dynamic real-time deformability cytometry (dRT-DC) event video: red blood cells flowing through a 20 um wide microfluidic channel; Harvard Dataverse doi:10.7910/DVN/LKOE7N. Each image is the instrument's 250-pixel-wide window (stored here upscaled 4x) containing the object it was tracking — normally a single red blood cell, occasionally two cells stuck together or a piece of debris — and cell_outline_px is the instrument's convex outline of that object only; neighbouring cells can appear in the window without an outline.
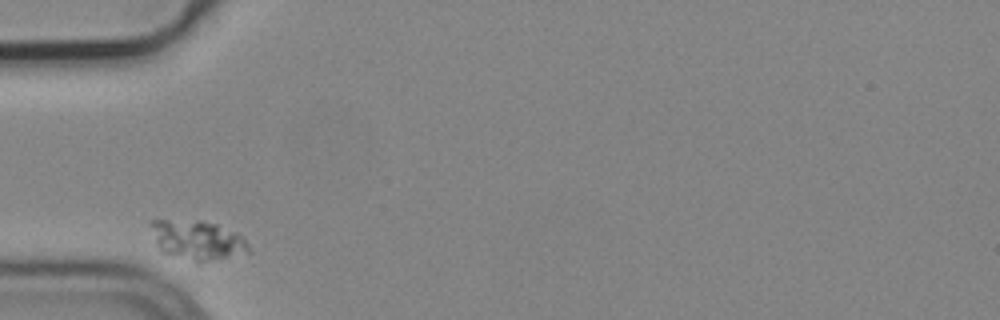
{"species": "common noctule bat (a hibernating species)", "species_latin": "Nyctalus noctula", "temperature_condition": "cold", "stored_images_in_passage": 4, "camera_frame_rate_fps": 3000, "um_per_image_px": 0.085, "animal": {"sex": "male", "body_mass_g": 19.2, "forearm_length_mm": 51.8}, "frame": {"image": 1, "passage_image": 1, "time_ms": 0.0, "image_size_px": [1000, 320], "cell_outline_px": [[252, 252], [196, 264], [160, 252], [156, 244], [152, 224], [152, 220], [200, 220], [216, 224], [236, 232], [244, 240]], "centroid_in_image_um": [16.78, 20.45], "position_along_channel_um": 68.2, "area_um2": 22.66}}
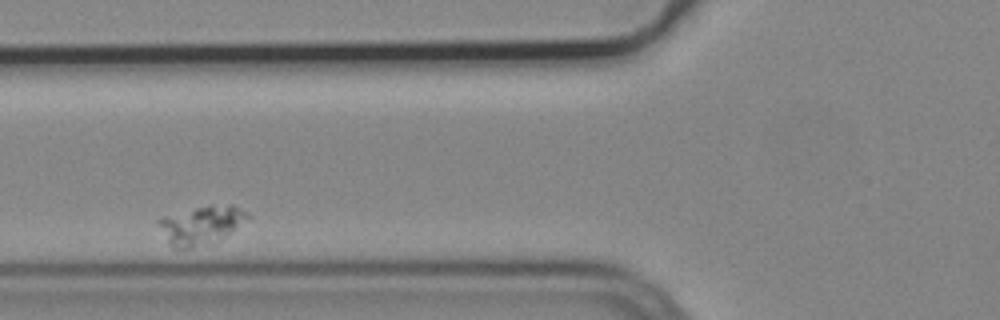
{"frame": {"image": 2, "passage_image": 2, "time_ms": 0.333, "image_size_px": [1000, 320], "cell_outline_px": [[252, 216], [216, 244], [192, 248], [172, 248], [168, 244], [156, 220], [164, 216], [212, 204], [232, 204], [240, 208]], "centroid_in_image_um": [17.13, 19.15], "position_along_channel_um": 108.7, "area_um2": 20.35}}
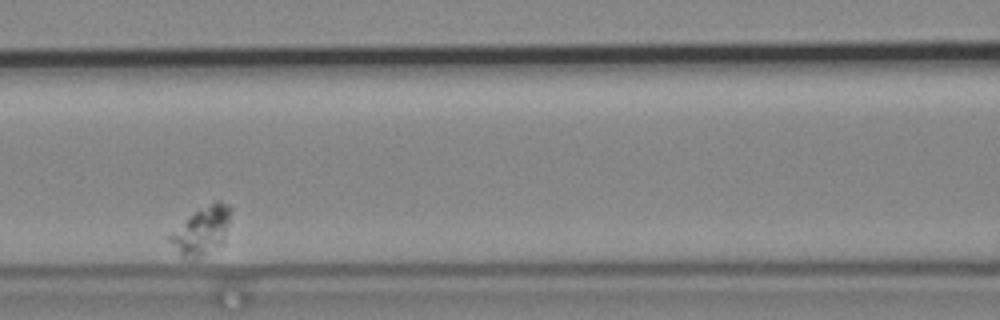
{"frame": {"image": 3, "passage_image": 3, "time_ms": 0.667, "image_size_px": [1000, 320], "cell_outline_px": [[232, 208], [228, 224], [220, 240], [196, 260], [184, 260], [180, 256], [164, 236], [196, 212], [216, 200], [220, 200], [228, 204]], "centroid_in_image_um": [17.04, 19.61], "position_along_channel_um": 149.6, "area_um2": 16.47}}